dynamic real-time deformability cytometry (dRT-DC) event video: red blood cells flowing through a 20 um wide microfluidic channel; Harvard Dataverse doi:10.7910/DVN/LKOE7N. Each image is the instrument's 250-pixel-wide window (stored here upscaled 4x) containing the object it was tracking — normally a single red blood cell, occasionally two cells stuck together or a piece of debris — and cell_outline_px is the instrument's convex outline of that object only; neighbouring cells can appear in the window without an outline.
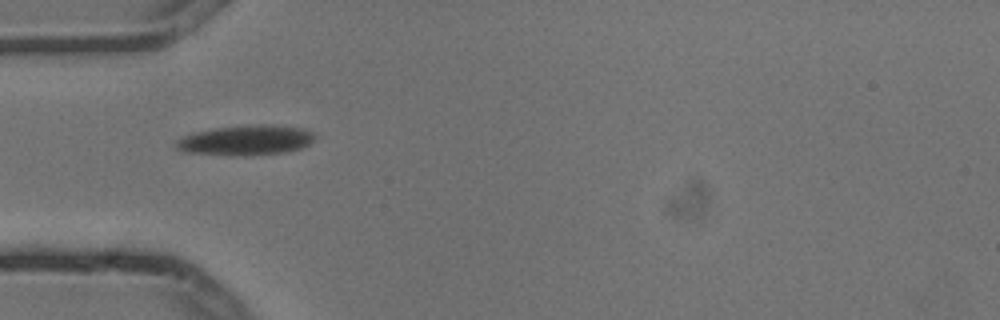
{"species": "common noctule bat (a hibernating species)", "species_latin": "Nyctalus noctula", "temperature_condition": "cold", "stored_images_in_passage": 2, "camera_frame_rate_fps": 3000, "um_per_image_px": 0.085, "animal": {"sex": "male", "body_mass_g": 13.3}, "frame": {"image": 1, "passage_image": 1, "time_ms": 0.0, "image_size_px": [1000, 320], "cell_outline_px": [[316, 136], [308, 144], [300, 148], [284, 152], [184, 152], [176, 148], [176, 140], [184, 136], [196, 132], [216, 128], [260, 124], [272, 124], [304, 128], [312, 132]], "centroid_in_image_um": [20.97, 11.84], "position_along_channel_um": 64.0, "area_um2": 22.66}}
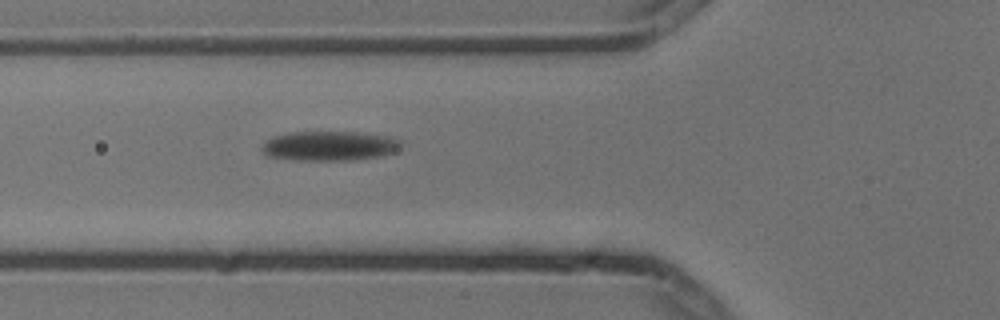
{"frame": {"image": 2, "passage_image": 2, "time_ms": 0.333, "image_size_px": [1000, 320], "cell_outline_px": [[404, 140], [400, 148], [392, 152], [380, 156], [352, 160], [296, 160], [268, 156], [260, 148], [260, 144], [272, 136], [292, 132], [364, 132], [392, 136]], "centroid_in_image_um": [28.03, 12.39], "position_along_channel_um": 97.8, "area_um2": 24.39}}